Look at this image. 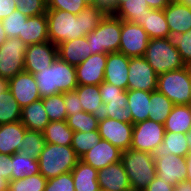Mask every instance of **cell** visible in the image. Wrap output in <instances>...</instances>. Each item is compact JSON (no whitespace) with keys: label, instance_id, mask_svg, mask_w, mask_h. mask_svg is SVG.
I'll return each instance as SVG.
<instances>
[{"label":"cell","instance_id":"6da1fadb","mask_svg":"<svg viewBox=\"0 0 191 191\" xmlns=\"http://www.w3.org/2000/svg\"><path fill=\"white\" fill-rule=\"evenodd\" d=\"M107 13L95 5L86 6L77 15L70 12L47 9L49 41L55 45L86 36L106 17Z\"/></svg>","mask_w":191,"mask_h":191},{"label":"cell","instance_id":"7a4b0ae2","mask_svg":"<svg viewBox=\"0 0 191 191\" xmlns=\"http://www.w3.org/2000/svg\"><path fill=\"white\" fill-rule=\"evenodd\" d=\"M33 75L41 98L74 91L78 86L75 66L62 61L59 57L49 68Z\"/></svg>","mask_w":191,"mask_h":191},{"label":"cell","instance_id":"3957f363","mask_svg":"<svg viewBox=\"0 0 191 191\" xmlns=\"http://www.w3.org/2000/svg\"><path fill=\"white\" fill-rule=\"evenodd\" d=\"M132 190L144 191L156 176L155 160L152 153L129 148L121 154Z\"/></svg>","mask_w":191,"mask_h":191},{"label":"cell","instance_id":"277c9868","mask_svg":"<svg viewBox=\"0 0 191 191\" xmlns=\"http://www.w3.org/2000/svg\"><path fill=\"white\" fill-rule=\"evenodd\" d=\"M79 160L71 145L46 143L38 158L39 172L48 180L71 172Z\"/></svg>","mask_w":191,"mask_h":191},{"label":"cell","instance_id":"5b68a950","mask_svg":"<svg viewBox=\"0 0 191 191\" xmlns=\"http://www.w3.org/2000/svg\"><path fill=\"white\" fill-rule=\"evenodd\" d=\"M157 91L168 97L174 105H190L191 66L158 75Z\"/></svg>","mask_w":191,"mask_h":191},{"label":"cell","instance_id":"8992f818","mask_svg":"<svg viewBox=\"0 0 191 191\" xmlns=\"http://www.w3.org/2000/svg\"><path fill=\"white\" fill-rule=\"evenodd\" d=\"M144 58L157 75L185 67L181 54L168 38L150 39Z\"/></svg>","mask_w":191,"mask_h":191},{"label":"cell","instance_id":"52a82bcc","mask_svg":"<svg viewBox=\"0 0 191 191\" xmlns=\"http://www.w3.org/2000/svg\"><path fill=\"white\" fill-rule=\"evenodd\" d=\"M121 19L107 14L93 32L86 35L92 54L119 52Z\"/></svg>","mask_w":191,"mask_h":191},{"label":"cell","instance_id":"ba28073f","mask_svg":"<svg viewBox=\"0 0 191 191\" xmlns=\"http://www.w3.org/2000/svg\"><path fill=\"white\" fill-rule=\"evenodd\" d=\"M27 45L19 38H7L0 45V77L11 79L24 71Z\"/></svg>","mask_w":191,"mask_h":191},{"label":"cell","instance_id":"9c48e42d","mask_svg":"<svg viewBox=\"0 0 191 191\" xmlns=\"http://www.w3.org/2000/svg\"><path fill=\"white\" fill-rule=\"evenodd\" d=\"M164 125L150 119L134 124L131 149L153 153L163 142Z\"/></svg>","mask_w":191,"mask_h":191},{"label":"cell","instance_id":"30bf717a","mask_svg":"<svg viewBox=\"0 0 191 191\" xmlns=\"http://www.w3.org/2000/svg\"><path fill=\"white\" fill-rule=\"evenodd\" d=\"M149 40L142 26L121 20L119 53L128 57L144 56Z\"/></svg>","mask_w":191,"mask_h":191},{"label":"cell","instance_id":"8fae6325","mask_svg":"<svg viewBox=\"0 0 191 191\" xmlns=\"http://www.w3.org/2000/svg\"><path fill=\"white\" fill-rule=\"evenodd\" d=\"M128 70V90H157L158 75L144 56L130 57Z\"/></svg>","mask_w":191,"mask_h":191},{"label":"cell","instance_id":"7c38bea8","mask_svg":"<svg viewBox=\"0 0 191 191\" xmlns=\"http://www.w3.org/2000/svg\"><path fill=\"white\" fill-rule=\"evenodd\" d=\"M134 125L117 119L106 118L99 121L98 131L101 139L107 140L121 151L131 147Z\"/></svg>","mask_w":191,"mask_h":191},{"label":"cell","instance_id":"4fadbf2b","mask_svg":"<svg viewBox=\"0 0 191 191\" xmlns=\"http://www.w3.org/2000/svg\"><path fill=\"white\" fill-rule=\"evenodd\" d=\"M58 57V47L50 41L27 46L24 71L35 74L49 68Z\"/></svg>","mask_w":191,"mask_h":191},{"label":"cell","instance_id":"5bb4252c","mask_svg":"<svg viewBox=\"0 0 191 191\" xmlns=\"http://www.w3.org/2000/svg\"><path fill=\"white\" fill-rule=\"evenodd\" d=\"M8 88L21 108L41 99L34 75L26 71L9 79Z\"/></svg>","mask_w":191,"mask_h":191},{"label":"cell","instance_id":"9a60e30c","mask_svg":"<svg viewBox=\"0 0 191 191\" xmlns=\"http://www.w3.org/2000/svg\"><path fill=\"white\" fill-rule=\"evenodd\" d=\"M156 175L166 183L176 186L178 183L186 181L187 163L185 157L174 154L154 158Z\"/></svg>","mask_w":191,"mask_h":191},{"label":"cell","instance_id":"2e32d148","mask_svg":"<svg viewBox=\"0 0 191 191\" xmlns=\"http://www.w3.org/2000/svg\"><path fill=\"white\" fill-rule=\"evenodd\" d=\"M107 54H92L75 67L78 85H99L104 81Z\"/></svg>","mask_w":191,"mask_h":191},{"label":"cell","instance_id":"e0dca14e","mask_svg":"<svg viewBox=\"0 0 191 191\" xmlns=\"http://www.w3.org/2000/svg\"><path fill=\"white\" fill-rule=\"evenodd\" d=\"M122 152L123 151L113 146L107 140L100 139V141L84 154L80 160L91 165L94 169L100 170L107 167L109 164L121 161Z\"/></svg>","mask_w":191,"mask_h":191},{"label":"cell","instance_id":"ac0fdd59","mask_svg":"<svg viewBox=\"0 0 191 191\" xmlns=\"http://www.w3.org/2000/svg\"><path fill=\"white\" fill-rule=\"evenodd\" d=\"M97 181L99 187L105 191H130L132 190L126 170L121 161L109 164L98 170Z\"/></svg>","mask_w":191,"mask_h":191},{"label":"cell","instance_id":"d6986e66","mask_svg":"<svg viewBox=\"0 0 191 191\" xmlns=\"http://www.w3.org/2000/svg\"><path fill=\"white\" fill-rule=\"evenodd\" d=\"M130 57L119 53H108L104 71V81L128 90V66Z\"/></svg>","mask_w":191,"mask_h":191},{"label":"cell","instance_id":"ffe728a7","mask_svg":"<svg viewBox=\"0 0 191 191\" xmlns=\"http://www.w3.org/2000/svg\"><path fill=\"white\" fill-rule=\"evenodd\" d=\"M74 91L78 94L83 111L92 114L98 121L107 118L106 103L102 102L99 85H78Z\"/></svg>","mask_w":191,"mask_h":191},{"label":"cell","instance_id":"44dd1931","mask_svg":"<svg viewBox=\"0 0 191 191\" xmlns=\"http://www.w3.org/2000/svg\"><path fill=\"white\" fill-rule=\"evenodd\" d=\"M57 47L58 57L75 67L92 55L86 36L62 42Z\"/></svg>","mask_w":191,"mask_h":191},{"label":"cell","instance_id":"7402d4cb","mask_svg":"<svg viewBox=\"0 0 191 191\" xmlns=\"http://www.w3.org/2000/svg\"><path fill=\"white\" fill-rule=\"evenodd\" d=\"M27 128L21 121L0 125V153L12 155L21 152V140Z\"/></svg>","mask_w":191,"mask_h":191},{"label":"cell","instance_id":"603a6c76","mask_svg":"<svg viewBox=\"0 0 191 191\" xmlns=\"http://www.w3.org/2000/svg\"><path fill=\"white\" fill-rule=\"evenodd\" d=\"M163 10L170 31L183 34L191 29V6L177 1L170 2Z\"/></svg>","mask_w":191,"mask_h":191},{"label":"cell","instance_id":"cb8c5ba5","mask_svg":"<svg viewBox=\"0 0 191 191\" xmlns=\"http://www.w3.org/2000/svg\"><path fill=\"white\" fill-rule=\"evenodd\" d=\"M19 39H21L27 46L49 41L46 13L28 17L23 24L22 34H19Z\"/></svg>","mask_w":191,"mask_h":191},{"label":"cell","instance_id":"d4e9b609","mask_svg":"<svg viewBox=\"0 0 191 191\" xmlns=\"http://www.w3.org/2000/svg\"><path fill=\"white\" fill-rule=\"evenodd\" d=\"M189 152L187 134L165 131L163 142L154 150L152 155L153 158H162L170 154L186 157Z\"/></svg>","mask_w":191,"mask_h":191},{"label":"cell","instance_id":"484cf974","mask_svg":"<svg viewBox=\"0 0 191 191\" xmlns=\"http://www.w3.org/2000/svg\"><path fill=\"white\" fill-rule=\"evenodd\" d=\"M20 121L27 130L43 132L50 120L42 98L22 108Z\"/></svg>","mask_w":191,"mask_h":191},{"label":"cell","instance_id":"4316f807","mask_svg":"<svg viewBox=\"0 0 191 191\" xmlns=\"http://www.w3.org/2000/svg\"><path fill=\"white\" fill-rule=\"evenodd\" d=\"M137 24L143 27L150 39L167 38L170 34L164 10L151 9Z\"/></svg>","mask_w":191,"mask_h":191},{"label":"cell","instance_id":"83f0119b","mask_svg":"<svg viewBox=\"0 0 191 191\" xmlns=\"http://www.w3.org/2000/svg\"><path fill=\"white\" fill-rule=\"evenodd\" d=\"M74 180L75 191H99L97 181L98 170L91 165L79 160L75 168L71 171Z\"/></svg>","mask_w":191,"mask_h":191},{"label":"cell","instance_id":"f1b7e54d","mask_svg":"<svg viewBox=\"0 0 191 191\" xmlns=\"http://www.w3.org/2000/svg\"><path fill=\"white\" fill-rule=\"evenodd\" d=\"M127 106L131 110L133 125L147 120L149 117L150 92L127 90Z\"/></svg>","mask_w":191,"mask_h":191},{"label":"cell","instance_id":"f546056e","mask_svg":"<svg viewBox=\"0 0 191 191\" xmlns=\"http://www.w3.org/2000/svg\"><path fill=\"white\" fill-rule=\"evenodd\" d=\"M163 125L165 131L187 134L191 129V105H174Z\"/></svg>","mask_w":191,"mask_h":191},{"label":"cell","instance_id":"4dcf8cb0","mask_svg":"<svg viewBox=\"0 0 191 191\" xmlns=\"http://www.w3.org/2000/svg\"><path fill=\"white\" fill-rule=\"evenodd\" d=\"M73 132L67 121H51L43 130V136L46 143L67 146L72 143Z\"/></svg>","mask_w":191,"mask_h":191},{"label":"cell","instance_id":"1f68e13d","mask_svg":"<svg viewBox=\"0 0 191 191\" xmlns=\"http://www.w3.org/2000/svg\"><path fill=\"white\" fill-rule=\"evenodd\" d=\"M150 10L146 0H127L115 10L113 15L121 20L137 24Z\"/></svg>","mask_w":191,"mask_h":191},{"label":"cell","instance_id":"d6a6232c","mask_svg":"<svg viewBox=\"0 0 191 191\" xmlns=\"http://www.w3.org/2000/svg\"><path fill=\"white\" fill-rule=\"evenodd\" d=\"M174 104L164 94L156 91L150 92V107L148 119L164 124L171 113Z\"/></svg>","mask_w":191,"mask_h":191},{"label":"cell","instance_id":"836d02e7","mask_svg":"<svg viewBox=\"0 0 191 191\" xmlns=\"http://www.w3.org/2000/svg\"><path fill=\"white\" fill-rule=\"evenodd\" d=\"M39 173L38 159L25 156L19 152L12 154L11 180H19L23 177H29Z\"/></svg>","mask_w":191,"mask_h":191},{"label":"cell","instance_id":"e575fe53","mask_svg":"<svg viewBox=\"0 0 191 191\" xmlns=\"http://www.w3.org/2000/svg\"><path fill=\"white\" fill-rule=\"evenodd\" d=\"M21 110L9 88L0 93V125L20 121Z\"/></svg>","mask_w":191,"mask_h":191},{"label":"cell","instance_id":"d590c367","mask_svg":"<svg viewBox=\"0 0 191 191\" xmlns=\"http://www.w3.org/2000/svg\"><path fill=\"white\" fill-rule=\"evenodd\" d=\"M21 152L25 156H30L35 159L39 158L46 142L43 132L26 130L23 139L21 140Z\"/></svg>","mask_w":191,"mask_h":191},{"label":"cell","instance_id":"8d00e7d4","mask_svg":"<svg viewBox=\"0 0 191 191\" xmlns=\"http://www.w3.org/2000/svg\"><path fill=\"white\" fill-rule=\"evenodd\" d=\"M101 139L98 130L91 132H73L71 147L79 158L93 148Z\"/></svg>","mask_w":191,"mask_h":191},{"label":"cell","instance_id":"74e56055","mask_svg":"<svg viewBox=\"0 0 191 191\" xmlns=\"http://www.w3.org/2000/svg\"><path fill=\"white\" fill-rule=\"evenodd\" d=\"M45 111L51 121H66L67 112L64 104L63 93L42 98Z\"/></svg>","mask_w":191,"mask_h":191},{"label":"cell","instance_id":"f35d334b","mask_svg":"<svg viewBox=\"0 0 191 191\" xmlns=\"http://www.w3.org/2000/svg\"><path fill=\"white\" fill-rule=\"evenodd\" d=\"M66 121L74 132H91L98 130L99 121L92 114L85 111L68 115Z\"/></svg>","mask_w":191,"mask_h":191},{"label":"cell","instance_id":"ab89813d","mask_svg":"<svg viewBox=\"0 0 191 191\" xmlns=\"http://www.w3.org/2000/svg\"><path fill=\"white\" fill-rule=\"evenodd\" d=\"M47 179L42 174L8 182L7 191H44Z\"/></svg>","mask_w":191,"mask_h":191},{"label":"cell","instance_id":"60d3db41","mask_svg":"<svg viewBox=\"0 0 191 191\" xmlns=\"http://www.w3.org/2000/svg\"><path fill=\"white\" fill-rule=\"evenodd\" d=\"M167 38L169 43L179 51L185 65L191 66V29L183 34L170 31Z\"/></svg>","mask_w":191,"mask_h":191},{"label":"cell","instance_id":"b9f144b4","mask_svg":"<svg viewBox=\"0 0 191 191\" xmlns=\"http://www.w3.org/2000/svg\"><path fill=\"white\" fill-rule=\"evenodd\" d=\"M27 18V16L15 9L7 18L1 20L7 37L19 38V34H22L23 24L26 22Z\"/></svg>","mask_w":191,"mask_h":191},{"label":"cell","instance_id":"7bdbcfd3","mask_svg":"<svg viewBox=\"0 0 191 191\" xmlns=\"http://www.w3.org/2000/svg\"><path fill=\"white\" fill-rule=\"evenodd\" d=\"M107 118L132 123L131 110L127 106V99L110 100L106 104Z\"/></svg>","mask_w":191,"mask_h":191},{"label":"cell","instance_id":"ee69618b","mask_svg":"<svg viewBox=\"0 0 191 191\" xmlns=\"http://www.w3.org/2000/svg\"><path fill=\"white\" fill-rule=\"evenodd\" d=\"M17 10L27 17L45 14L47 11V0H14Z\"/></svg>","mask_w":191,"mask_h":191},{"label":"cell","instance_id":"f6af8a7d","mask_svg":"<svg viewBox=\"0 0 191 191\" xmlns=\"http://www.w3.org/2000/svg\"><path fill=\"white\" fill-rule=\"evenodd\" d=\"M44 191H75L71 172L47 180Z\"/></svg>","mask_w":191,"mask_h":191},{"label":"cell","instance_id":"bcb514c9","mask_svg":"<svg viewBox=\"0 0 191 191\" xmlns=\"http://www.w3.org/2000/svg\"><path fill=\"white\" fill-rule=\"evenodd\" d=\"M86 6L83 0H47V9L63 10L74 15L80 13Z\"/></svg>","mask_w":191,"mask_h":191},{"label":"cell","instance_id":"7dc6e473","mask_svg":"<svg viewBox=\"0 0 191 191\" xmlns=\"http://www.w3.org/2000/svg\"><path fill=\"white\" fill-rule=\"evenodd\" d=\"M99 91L101 94L102 102L108 103L110 100L127 99V90L118 88L105 81L99 84Z\"/></svg>","mask_w":191,"mask_h":191},{"label":"cell","instance_id":"c3c4849f","mask_svg":"<svg viewBox=\"0 0 191 191\" xmlns=\"http://www.w3.org/2000/svg\"><path fill=\"white\" fill-rule=\"evenodd\" d=\"M63 97L67 115H73L77 112L83 111L80 99L75 91L63 93Z\"/></svg>","mask_w":191,"mask_h":191},{"label":"cell","instance_id":"681fc988","mask_svg":"<svg viewBox=\"0 0 191 191\" xmlns=\"http://www.w3.org/2000/svg\"><path fill=\"white\" fill-rule=\"evenodd\" d=\"M12 175V155L0 153V176L8 182L11 181Z\"/></svg>","mask_w":191,"mask_h":191},{"label":"cell","instance_id":"f907efd6","mask_svg":"<svg viewBox=\"0 0 191 191\" xmlns=\"http://www.w3.org/2000/svg\"><path fill=\"white\" fill-rule=\"evenodd\" d=\"M144 191H174V186L166 183L157 175Z\"/></svg>","mask_w":191,"mask_h":191},{"label":"cell","instance_id":"816d5d0a","mask_svg":"<svg viewBox=\"0 0 191 191\" xmlns=\"http://www.w3.org/2000/svg\"><path fill=\"white\" fill-rule=\"evenodd\" d=\"M15 9H17L14 0H0V20L7 18Z\"/></svg>","mask_w":191,"mask_h":191},{"label":"cell","instance_id":"f5cc1de1","mask_svg":"<svg viewBox=\"0 0 191 191\" xmlns=\"http://www.w3.org/2000/svg\"><path fill=\"white\" fill-rule=\"evenodd\" d=\"M94 5L103 9L107 14H113L116 10V0H95Z\"/></svg>","mask_w":191,"mask_h":191},{"label":"cell","instance_id":"db71d44e","mask_svg":"<svg viewBox=\"0 0 191 191\" xmlns=\"http://www.w3.org/2000/svg\"><path fill=\"white\" fill-rule=\"evenodd\" d=\"M146 2L151 9L163 10L170 3V0H146Z\"/></svg>","mask_w":191,"mask_h":191},{"label":"cell","instance_id":"11a10c76","mask_svg":"<svg viewBox=\"0 0 191 191\" xmlns=\"http://www.w3.org/2000/svg\"><path fill=\"white\" fill-rule=\"evenodd\" d=\"M174 191H191V182L183 181L174 187Z\"/></svg>","mask_w":191,"mask_h":191},{"label":"cell","instance_id":"9f6ffc18","mask_svg":"<svg viewBox=\"0 0 191 191\" xmlns=\"http://www.w3.org/2000/svg\"><path fill=\"white\" fill-rule=\"evenodd\" d=\"M187 163V176L186 181L191 182V151L185 157Z\"/></svg>","mask_w":191,"mask_h":191},{"label":"cell","instance_id":"6f0895ef","mask_svg":"<svg viewBox=\"0 0 191 191\" xmlns=\"http://www.w3.org/2000/svg\"><path fill=\"white\" fill-rule=\"evenodd\" d=\"M7 38H8V37H7V35H6V32H5L4 29H3V25H2L1 20H0V45H1L2 43H4Z\"/></svg>","mask_w":191,"mask_h":191},{"label":"cell","instance_id":"680465c9","mask_svg":"<svg viewBox=\"0 0 191 191\" xmlns=\"http://www.w3.org/2000/svg\"><path fill=\"white\" fill-rule=\"evenodd\" d=\"M8 181L0 176V191H7Z\"/></svg>","mask_w":191,"mask_h":191},{"label":"cell","instance_id":"91938a15","mask_svg":"<svg viewBox=\"0 0 191 191\" xmlns=\"http://www.w3.org/2000/svg\"><path fill=\"white\" fill-rule=\"evenodd\" d=\"M8 88V80L0 77V93Z\"/></svg>","mask_w":191,"mask_h":191},{"label":"cell","instance_id":"94428289","mask_svg":"<svg viewBox=\"0 0 191 191\" xmlns=\"http://www.w3.org/2000/svg\"><path fill=\"white\" fill-rule=\"evenodd\" d=\"M187 142H188V145H189V149L191 151V129L190 131L187 133Z\"/></svg>","mask_w":191,"mask_h":191},{"label":"cell","instance_id":"6125c7cd","mask_svg":"<svg viewBox=\"0 0 191 191\" xmlns=\"http://www.w3.org/2000/svg\"><path fill=\"white\" fill-rule=\"evenodd\" d=\"M83 1L86 3L87 6L94 5V2H95V0H83Z\"/></svg>","mask_w":191,"mask_h":191},{"label":"cell","instance_id":"be15d7a7","mask_svg":"<svg viewBox=\"0 0 191 191\" xmlns=\"http://www.w3.org/2000/svg\"><path fill=\"white\" fill-rule=\"evenodd\" d=\"M182 4H186L188 6H191V0H180Z\"/></svg>","mask_w":191,"mask_h":191},{"label":"cell","instance_id":"e7e4bbea","mask_svg":"<svg viewBox=\"0 0 191 191\" xmlns=\"http://www.w3.org/2000/svg\"><path fill=\"white\" fill-rule=\"evenodd\" d=\"M127 0H116V9Z\"/></svg>","mask_w":191,"mask_h":191},{"label":"cell","instance_id":"03108f58","mask_svg":"<svg viewBox=\"0 0 191 191\" xmlns=\"http://www.w3.org/2000/svg\"><path fill=\"white\" fill-rule=\"evenodd\" d=\"M177 1H180V0H170V2H177Z\"/></svg>","mask_w":191,"mask_h":191}]
</instances>
